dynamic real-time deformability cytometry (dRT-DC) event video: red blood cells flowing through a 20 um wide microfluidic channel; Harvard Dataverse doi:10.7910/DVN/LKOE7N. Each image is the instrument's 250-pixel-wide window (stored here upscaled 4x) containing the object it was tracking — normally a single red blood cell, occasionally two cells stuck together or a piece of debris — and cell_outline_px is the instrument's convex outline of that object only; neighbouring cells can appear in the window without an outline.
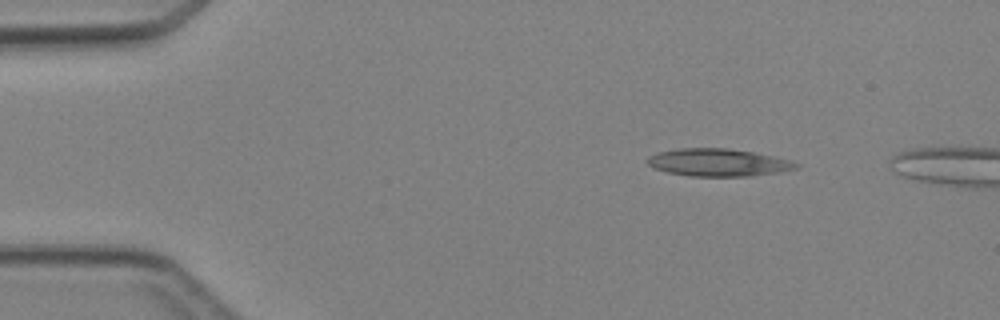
{"species": "Egyptian fruit bat (a non-hibernating species)", "species_latin": "Rousettus aegyptiacus", "temperature_condition": "cold", "stored_images_in_passage": 2, "camera_frame_rate_fps": 3000, "um_per_image_px": 0.085, "animal": {"sex": "female"}, "frame": {"image": 1, "passage_image": 1, "time_ms": 0.0, "image_size_px": [1000, 320], "cell_outline_px": [[800, 168], [780, 172], [752, 176], [692, 176], [668, 172], [656, 168], [648, 164], [644, 160], [648, 156], [656, 152], [676, 148], [728, 148], [752, 152], [772, 156], [788, 160], [800, 164]], "centroid_in_image_um": [61.03, 13.81], "position_along_channel_um": 24.0, "area_um2": 23.93}}